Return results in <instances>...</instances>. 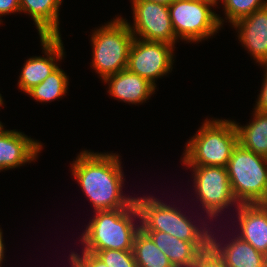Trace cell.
<instances>
[{
    "instance_id": "ba28073f",
    "label": "cell",
    "mask_w": 267,
    "mask_h": 267,
    "mask_svg": "<svg viewBox=\"0 0 267 267\" xmlns=\"http://www.w3.org/2000/svg\"><path fill=\"white\" fill-rule=\"evenodd\" d=\"M190 167L194 171L195 192L210 219L218 216L230 204L239 206L231 190L227 167L188 166Z\"/></svg>"
},
{
    "instance_id": "277c9868",
    "label": "cell",
    "mask_w": 267,
    "mask_h": 267,
    "mask_svg": "<svg viewBox=\"0 0 267 267\" xmlns=\"http://www.w3.org/2000/svg\"><path fill=\"white\" fill-rule=\"evenodd\" d=\"M230 186L238 204H267V158L239 143L227 165Z\"/></svg>"
},
{
    "instance_id": "9a60e30c",
    "label": "cell",
    "mask_w": 267,
    "mask_h": 267,
    "mask_svg": "<svg viewBox=\"0 0 267 267\" xmlns=\"http://www.w3.org/2000/svg\"><path fill=\"white\" fill-rule=\"evenodd\" d=\"M104 82H109L108 92L110 95L120 101L132 104H140L148 100L156 89L148 80L134 74L127 68L106 77Z\"/></svg>"
},
{
    "instance_id": "8fae6325",
    "label": "cell",
    "mask_w": 267,
    "mask_h": 267,
    "mask_svg": "<svg viewBox=\"0 0 267 267\" xmlns=\"http://www.w3.org/2000/svg\"><path fill=\"white\" fill-rule=\"evenodd\" d=\"M46 57H31L23 66L18 82L19 88L27 93L42 83L59 66L55 63L63 58L64 48L60 36H40Z\"/></svg>"
},
{
    "instance_id": "e0dca14e",
    "label": "cell",
    "mask_w": 267,
    "mask_h": 267,
    "mask_svg": "<svg viewBox=\"0 0 267 267\" xmlns=\"http://www.w3.org/2000/svg\"><path fill=\"white\" fill-rule=\"evenodd\" d=\"M254 120L247 126L234 122L238 143L247 150L267 158V113L254 111Z\"/></svg>"
},
{
    "instance_id": "44dd1931",
    "label": "cell",
    "mask_w": 267,
    "mask_h": 267,
    "mask_svg": "<svg viewBox=\"0 0 267 267\" xmlns=\"http://www.w3.org/2000/svg\"><path fill=\"white\" fill-rule=\"evenodd\" d=\"M235 238L224 245L226 267H264V254L241 238Z\"/></svg>"
},
{
    "instance_id": "30bf717a",
    "label": "cell",
    "mask_w": 267,
    "mask_h": 267,
    "mask_svg": "<svg viewBox=\"0 0 267 267\" xmlns=\"http://www.w3.org/2000/svg\"><path fill=\"white\" fill-rule=\"evenodd\" d=\"M132 4L134 26H128L134 36L138 34V39L145 41L176 43L168 5L148 0H132Z\"/></svg>"
},
{
    "instance_id": "83f0119b",
    "label": "cell",
    "mask_w": 267,
    "mask_h": 267,
    "mask_svg": "<svg viewBox=\"0 0 267 267\" xmlns=\"http://www.w3.org/2000/svg\"><path fill=\"white\" fill-rule=\"evenodd\" d=\"M2 231L0 229V267H1V264H2V261L4 260V250H5V246H4V243H3V240H2Z\"/></svg>"
},
{
    "instance_id": "3957f363",
    "label": "cell",
    "mask_w": 267,
    "mask_h": 267,
    "mask_svg": "<svg viewBox=\"0 0 267 267\" xmlns=\"http://www.w3.org/2000/svg\"><path fill=\"white\" fill-rule=\"evenodd\" d=\"M237 144L238 133L234 121L205 120L195 136L186 144L183 164L227 167Z\"/></svg>"
},
{
    "instance_id": "4fadbf2b",
    "label": "cell",
    "mask_w": 267,
    "mask_h": 267,
    "mask_svg": "<svg viewBox=\"0 0 267 267\" xmlns=\"http://www.w3.org/2000/svg\"><path fill=\"white\" fill-rule=\"evenodd\" d=\"M42 149V144L16 130L0 129V171L18 168L31 162Z\"/></svg>"
},
{
    "instance_id": "2e32d148",
    "label": "cell",
    "mask_w": 267,
    "mask_h": 267,
    "mask_svg": "<svg viewBox=\"0 0 267 267\" xmlns=\"http://www.w3.org/2000/svg\"><path fill=\"white\" fill-rule=\"evenodd\" d=\"M62 0H19L20 12L33 18L40 36H61L59 6Z\"/></svg>"
},
{
    "instance_id": "7402d4cb",
    "label": "cell",
    "mask_w": 267,
    "mask_h": 267,
    "mask_svg": "<svg viewBox=\"0 0 267 267\" xmlns=\"http://www.w3.org/2000/svg\"><path fill=\"white\" fill-rule=\"evenodd\" d=\"M68 79L65 72L58 67L42 83L34 86L26 94L39 102L54 101L67 93Z\"/></svg>"
},
{
    "instance_id": "5b68a950",
    "label": "cell",
    "mask_w": 267,
    "mask_h": 267,
    "mask_svg": "<svg viewBox=\"0 0 267 267\" xmlns=\"http://www.w3.org/2000/svg\"><path fill=\"white\" fill-rule=\"evenodd\" d=\"M91 38L92 66L102 80L126 69L129 50L134 39L127 20L118 17L96 29Z\"/></svg>"
},
{
    "instance_id": "d4e9b609",
    "label": "cell",
    "mask_w": 267,
    "mask_h": 267,
    "mask_svg": "<svg viewBox=\"0 0 267 267\" xmlns=\"http://www.w3.org/2000/svg\"><path fill=\"white\" fill-rule=\"evenodd\" d=\"M70 257L80 266V267H108L94 254L86 251H82V255L71 252Z\"/></svg>"
},
{
    "instance_id": "1f68e13d",
    "label": "cell",
    "mask_w": 267,
    "mask_h": 267,
    "mask_svg": "<svg viewBox=\"0 0 267 267\" xmlns=\"http://www.w3.org/2000/svg\"><path fill=\"white\" fill-rule=\"evenodd\" d=\"M264 267H267V253L264 254Z\"/></svg>"
},
{
    "instance_id": "8992f818",
    "label": "cell",
    "mask_w": 267,
    "mask_h": 267,
    "mask_svg": "<svg viewBox=\"0 0 267 267\" xmlns=\"http://www.w3.org/2000/svg\"><path fill=\"white\" fill-rule=\"evenodd\" d=\"M212 6L207 0H173L168 8L175 37L198 42L213 36L224 20L210 9Z\"/></svg>"
},
{
    "instance_id": "ac0fdd59",
    "label": "cell",
    "mask_w": 267,
    "mask_h": 267,
    "mask_svg": "<svg viewBox=\"0 0 267 267\" xmlns=\"http://www.w3.org/2000/svg\"><path fill=\"white\" fill-rule=\"evenodd\" d=\"M174 267H190L192 243L161 231H144Z\"/></svg>"
},
{
    "instance_id": "52a82bcc",
    "label": "cell",
    "mask_w": 267,
    "mask_h": 267,
    "mask_svg": "<svg viewBox=\"0 0 267 267\" xmlns=\"http://www.w3.org/2000/svg\"><path fill=\"white\" fill-rule=\"evenodd\" d=\"M135 204L139 210L142 223L140 227L143 231H161L183 241L196 240L200 229L178 208L150 196L135 198Z\"/></svg>"
},
{
    "instance_id": "7c38bea8",
    "label": "cell",
    "mask_w": 267,
    "mask_h": 267,
    "mask_svg": "<svg viewBox=\"0 0 267 267\" xmlns=\"http://www.w3.org/2000/svg\"><path fill=\"white\" fill-rule=\"evenodd\" d=\"M239 41L259 64H267V6L255 10L232 24ZM240 30V31H239Z\"/></svg>"
},
{
    "instance_id": "836d02e7",
    "label": "cell",
    "mask_w": 267,
    "mask_h": 267,
    "mask_svg": "<svg viewBox=\"0 0 267 267\" xmlns=\"http://www.w3.org/2000/svg\"><path fill=\"white\" fill-rule=\"evenodd\" d=\"M0 105H3V100H2L1 94H0Z\"/></svg>"
},
{
    "instance_id": "5bb4252c",
    "label": "cell",
    "mask_w": 267,
    "mask_h": 267,
    "mask_svg": "<svg viewBox=\"0 0 267 267\" xmlns=\"http://www.w3.org/2000/svg\"><path fill=\"white\" fill-rule=\"evenodd\" d=\"M239 238L251 244L257 251L267 253V204H239Z\"/></svg>"
},
{
    "instance_id": "603a6c76",
    "label": "cell",
    "mask_w": 267,
    "mask_h": 267,
    "mask_svg": "<svg viewBox=\"0 0 267 267\" xmlns=\"http://www.w3.org/2000/svg\"><path fill=\"white\" fill-rule=\"evenodd\" d=\"M228 22L237 20L252 14L255 10L267 6V0H222Z\"/></svg>"
},
{
    "instance_id": "4dcf8cb0",
    "label": "cell",
    "mask_w": 267,
    "mask_h": 267,
    "mask_svg": "<svg viewBox=\"0 0 267 267\" xmlns=\"http://www.w3.org/2000/svg\"><path fill=\"white\" fill-rule=\"evenodd\" d=\"M69 260H70L71 267H80L71 257Z\"/></svg>"
},
{
    "instance_id": "4316f807",
    "label": "cell",
    "mask_w": 267,
    "mask_h": 267,
    "mask_svg": "<svg viewBox=\"0 0 267 267\" xmlns=\"http://www.w3.org/2000/svg\"><path fill=\"white\" fill-rule=\"evenodd\" d=\"M19 11H20L19 0H0V16Z\"/></svg>"
},
{
    "instance_id": "cb8c5ba5",
    "label": "cell",
    "mask_w": 267,
    "mask_h": 267,
    "mask_svg": "<svg viewBox=\"0 0 267 267\" xmlns=\"http://www.w3.org/2000/svg\"><path fill=\"white\" fill-rule=\"evenodd\" d=\"M108 267H137L132 250H103L94 254Z\"/></svg>"
},
{
    "instance_id": "d6986e66",
    "label": "cell",
    "mask_w": 267,
    "mask_h": 267,
    "mask_svg": "<svg viewBox=\"0 0 267 267\" xmlns=\"http://www.w3.org/2000/svg\"><path fill=\"white\" fill-rule=\"evenodd\" d=\"M214 239L209 229H200L192 243L190 267H198L206 263H224L225 247Z\"/></svg>"
},
{
    "instance_id": "484cf974",
    "label": "cell",
    "mask_w": 267,
    "mask_h": 267,
    "mask_svg": "<svg viewBox=\"0 0 267 267\" xmlns=\"http://www.w3.org/2000/svg\"><path fill=\"white\" fill-rule=\"evenodd\" d=\"M262 65L266 67L263 79L264 82L262 83V88L254 109L263 113H267V64H262Z\"/></svg>"
},
{
    "instance_id": "f546056e",
    "label": "cell",
    "mask_w": 267,
    "mask_h": 267,
    "mask_svg": "<svg viewBox=\"0 0 267 267\" xmlns=\"http://www.w3.org/2000/svg\"><path fill=\"white\" fill-rule=\"evenodd\" d=\"M148 1H154V2H157V3H162V4L169 5L173 0H148Z\"/></svg>"
},
{
    "instance_id": "7a4b0ae2",
    "label": "cell",
    "mask_w": 267,
    "mask_h": 267,
    "mask_svg": "<svg viewBox=\"0 0 267 267\" xmlns=\"http://www.w3.org/2000/svg\"><path fill=\"white\" fill-rule=\"evenodd\" d=\"M94 212L95 216L81 237L85 245L83 251L95 254L109 249H133L135 235L141 229L133 223L136 217L140 220L135 201L128 208Z\"/></svg>"
},
{
    "instance_id": "ffe728a7",
    "label": "cell",
    "mask_w": 267,
    "mask_h": 267,
    "mask_svg": "<svg viewBox=\"0 0 267 267\" xmlns=\"http://www.w3.org/2000/svg\"><path fill=\"white\" fill-rule=\"evenodd\" d=\"M132 251L137 267H174L142 229L135 235Z\"/></svg>"
},
{
    "instance_id": "9c48e42d",
    "label": "cell",
    "mask_w": 267,
    "mask_h": 267,
    "mask_svg": "<svg viewBox=\"0 0 267 267\" xmlns=\"http://www.w3.org/2000/svg\"><path fill=\"white\" fill-rule=\"evenodd\" d=\"M137 37L139 36L135 35L132 41L126 68L156 87V78H161L172 70L174 45L145 41Z\"/></svg>"
},
{
    "instance_id": "f1b7e54d",
    "label": "cell",
    "mask_w": 267,
    "mask_h": 267,
    "mask_svg": "<svg viewBox=\"0 0 267 267\" xmlns=\"http://www.w3.org/2000/svg\"><path fill=\"white\" fill-rule=\"evenodd\" d=\"M198 267H226L225 263H206Z\"/></svg>"
},
{
    "instance_id": "6da1fadb",
    "label": "cell",
    "mask_w": 267,
    "mask_h": 267,
    "mask_svg": "<svg viewBox=\"0 0 267 267\" xmlns=\"http://www.w3.org/2000/svg\"><path fill=\"white\" fill-rule=\"evenodd\" d=\"M119 157L85 150L72 164V174L94 211L128 208L135 201V197H125L121 192L124 175Z\"/></svg>"
},
{
    "instance_id": "d6a6232c",
    "label": "cell",
    "mask_w": 267,
    "mask_h": 267,
    "mask_svg": "<svg viewBox=\"0 0 267 267\" xmlns=\"http://www.w3.org/2000/svg\"><path fill=\"white\" fill-rule=\"evenodd\" d=\"M207 1H210L212 2L214 5H216L218 3L219 0H207Z\"/></svg>"
}]
</instances>
